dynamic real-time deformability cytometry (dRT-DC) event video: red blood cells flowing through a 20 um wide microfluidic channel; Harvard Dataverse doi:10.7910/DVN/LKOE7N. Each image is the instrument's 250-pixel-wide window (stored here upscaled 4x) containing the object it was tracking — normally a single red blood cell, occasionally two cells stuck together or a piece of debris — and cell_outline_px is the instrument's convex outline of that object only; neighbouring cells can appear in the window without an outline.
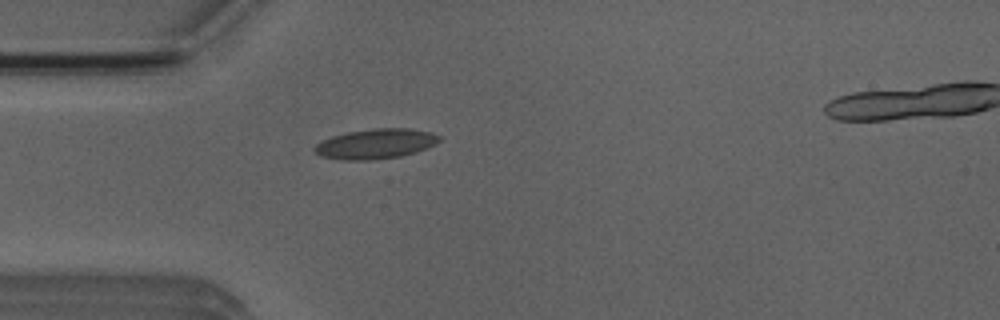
{"species": "Egyptian fruit bat (a non-hibernating species)", "species_latin": "Rousettus aegyptiacus", "temperature_condition": "room temperature", "stored_images_in_passage": 4, "camera_frame_rate_fps": 3000, "um_per_image_px": 0.085, "animal": {"sex": "male"}, "frame": {"image": 1, "passage_image": 4, "time_ms": 3.333, "image_size_px": [1000, 320], "cell_outline_px": [[440, 140], [436, 144], [428, 148], [416, 152], [400, 156], [372, 160], [344, 160], [320, 156], [312, 148], [316, 144], [332, 136], [348, 132], [376, 128], [408, 128], [432, 132], [440, 136]], "centroid_in_image_um": [31.96, 12.22], "position_along_channel_um": 53.0, "area_um2": 21.79}}